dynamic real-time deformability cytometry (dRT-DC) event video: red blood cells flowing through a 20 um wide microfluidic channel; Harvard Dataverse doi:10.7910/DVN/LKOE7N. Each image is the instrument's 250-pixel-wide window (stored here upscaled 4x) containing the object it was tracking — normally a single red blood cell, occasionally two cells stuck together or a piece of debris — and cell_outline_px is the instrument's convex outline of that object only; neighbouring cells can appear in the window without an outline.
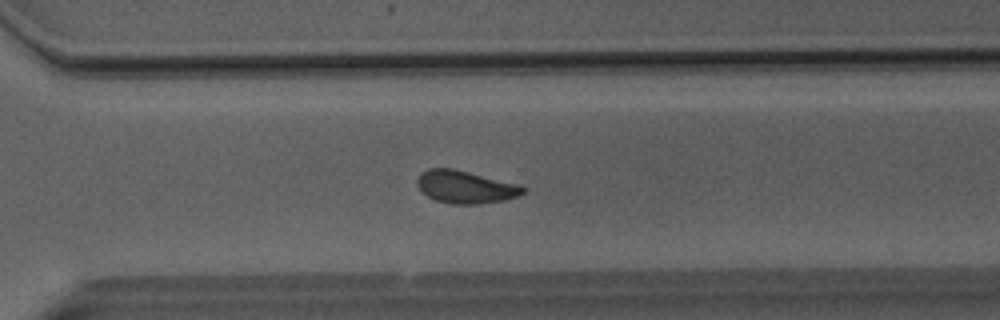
{"species": "Egyptian fruit bat (a non-hibernating species)", "species_latin": "Rousettus aegyptiacus", "temperature_condition": "room temperature", "stored_images_in_passage": 47, "camera_frame_rate_fps": 3000, "um_per_image_px": 0.085, "animal": {"sex": "male"}, "frame": {"image": 1, "passage_image": 36, "time_ms": 11.667, "image_size_px": [1000, 320], "cell_outline_px": [[524, 192], [516, 196], [504, 200], [480, 204], [448, 204], [436, 200], [428, 196], [416, 184], [416, 180], [420, 172], [428, 168], [452, 168], [520, 184], [524, 188]], "centroid_in_image_um": [39.53, 15.88], "position_along_channel_um": 331.1, "area_um2": 20.11}}
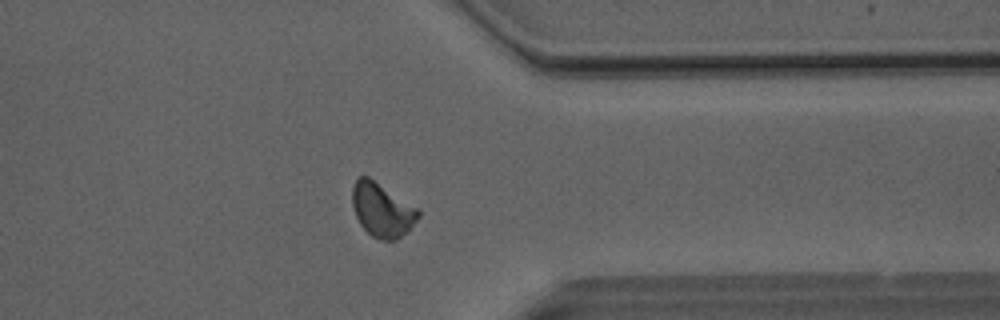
{"frame": {"image": 2, "passage_image": 40, "time_ms": 13.0, "image_size_px": [1000, 320], "cell_outline_px": [[420, 216], [408, 232], [396, 240], [380, 240], [372, 236], [360, 224], [356, 216], [352, 204], [352, 184], [360, 176], [368, 176], [420, 208]], "centroid_in_image_um": [32.5, 17.84], "position_along_channel_um": 378.9, "area_um2": 21.04}}
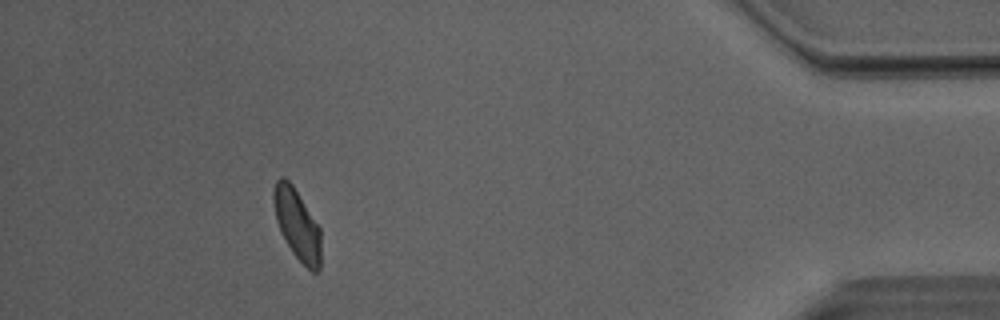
{"frame": {"image": 3, "passage_image": 46, "time_ms": 15.0, "image_size_px": [1000, 320], "cell_outline_px": [[320, 268], [316, 272], [312, 272], [292, 252], [284, 240], [276, 220], [272, 200], [272, 192], [276, 180], [280, 176], [284, 176], [292, 184], [320, 228]], "centroid_in_image_um": [25.22, 19.04], "position_along_channel_um": 410.0, "area_um2": 19.42}}